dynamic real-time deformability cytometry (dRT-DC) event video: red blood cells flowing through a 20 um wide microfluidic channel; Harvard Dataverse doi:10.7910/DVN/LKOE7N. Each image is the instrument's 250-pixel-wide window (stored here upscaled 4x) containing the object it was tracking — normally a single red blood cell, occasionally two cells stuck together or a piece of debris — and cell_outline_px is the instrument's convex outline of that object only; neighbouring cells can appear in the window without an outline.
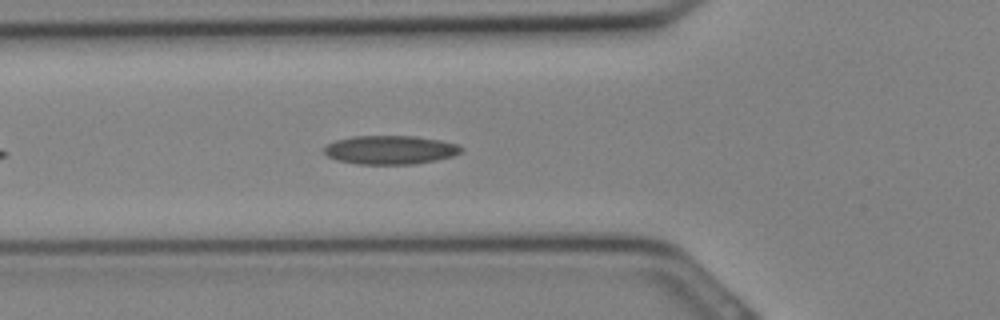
{"species": "Egyptian fruit bat (a non-hibernating species)", "species_latin": "Rousettus aegyptiacus", "temperature_condition": "cold", "stored_images_in_passage": 8, "camera_frame_rate_fps": 3000, "um_per_image_px": 0.085, "animal": {"sex": "female"}, "frame": {"image": 1, "passage_image": 2, "time_ms": 0.333, "image_size_px": [1000, 320], "cell_outline_px": [[464, 148], [460, 152], [452, 156], [436, 160], [416, 164], [360, 164], [336, 160], [328, 156], [324, 152], [324, 148], [328, 144], [336, 140], [352, 136], [412, 136], [440, 140], [456, 144]], "centroid_in_image_um": [33.16, 12.74], "position_along_channel_um": 92.6, "area_um2": 22.83}}
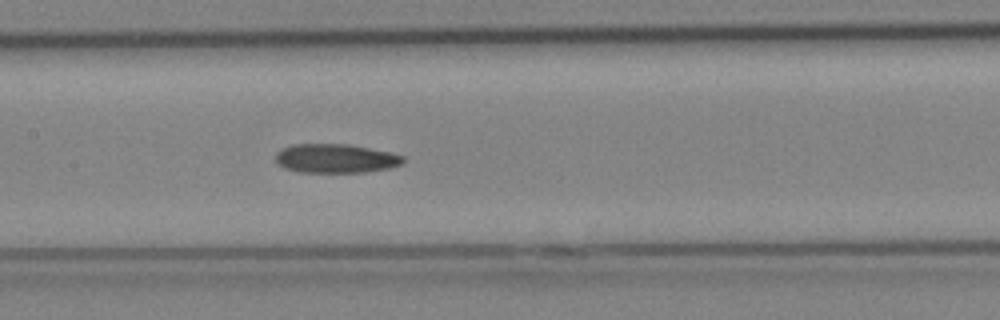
{"frame": {"image": 2, "passage_image": 6, "time_ms": 1.667, "image_size_px": [1000, 320], "cell_outline_px": [[404, 164], [388, 168], [364, 172], [300, 172], [284, 168], [276, 164], [276, 152], [280, 148], [292, 144], [348, 144], [388, 152], [404, 156]], "centroid_in_image_um": [28.48, 13.46], "position_along_channel_um": 178.9, "area_um2": 21.62}}
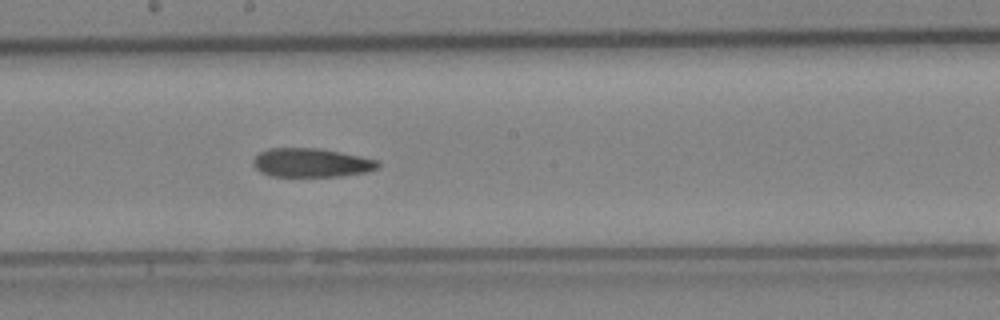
{"frame": {"image": 3, "passage_image": 8, "time_ms": 2.333, "image_size_px": [1000, 320], "cell_outline_px": [[380, 164], [376, 168], [368, 172], [340, 176], [272, 176], [260, 172], [252, 164], [252, 160], [260, 152], [268, 148], [320, 148], [380, 160]], "centroid_in_image_um": [26.46, 13.83], "position_along_channel_um": 221.7, "area_um2": 21.04}}